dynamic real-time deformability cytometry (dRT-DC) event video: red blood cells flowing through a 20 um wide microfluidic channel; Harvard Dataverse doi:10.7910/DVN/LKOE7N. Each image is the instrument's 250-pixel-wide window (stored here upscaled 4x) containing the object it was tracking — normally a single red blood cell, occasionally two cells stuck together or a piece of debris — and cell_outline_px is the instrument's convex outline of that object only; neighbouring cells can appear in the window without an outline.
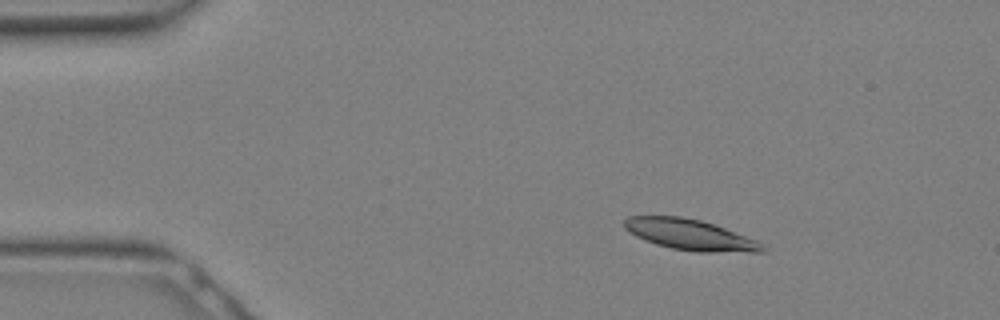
{"species": "Egyptian fruit bat (a non-hibernating species)", "species_latin": "Rousettus aegyptiacus", "temperature_condition": "warm", "stored_images_in_passage": 15, "camera_frame_rate_fps": 3000, "um_per_image_px": 0.085, "animal": {"sex": "female"}, "frame": {"image": 1, "passage_image": 3, "time_ms": 0.667, "image_size_px": [1000, 320], "cell_outline_px": [[768, 248], [764, 252], [696, 252], [672, 248], [656, 244], [644, 240], [636, 236], [624, 228], [624, 220], [628, 216], [680, 216], [700, 220], [716, 224], [756, 240], [764, 244]], "centroid_in_image_um": [58.69, 19.95], "position_along_channel_um": 26.3, "area_um2": 24.91}}
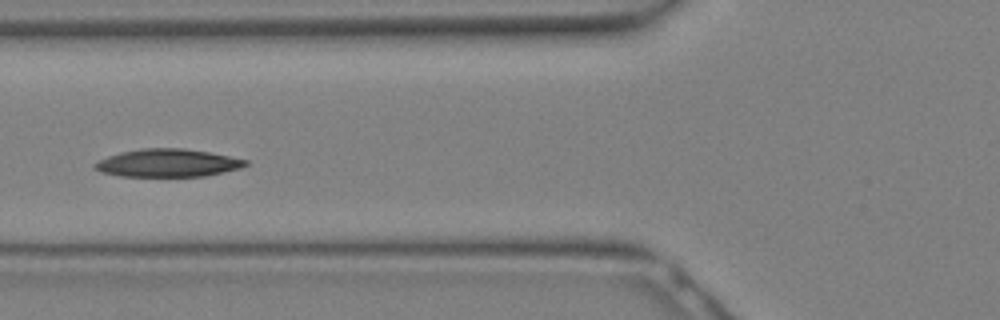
{"frame": {"image": 2, "passage_image": 10, "time_ms": 3.0, "image_size_px": [1000, 320], "cell_outline_px": [[248, 164], [240, 168], [224, 172], [204, 176], [120, 176], [100, 172], [92, 164], [108, 156], [120, 152], [140, 148], [184, 148], [208, 152], [248, 160]], "centroid_in_image_um": [14.24, 13.85], "position_along_channel_um": 111.6, "area_um2": 24.39}}
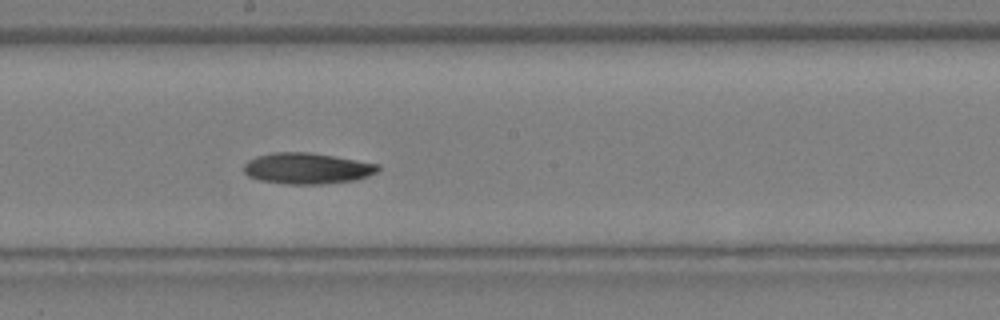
{"frame": {"image": 3, "passage_image": 15, "time_ms": 4.667, "image_size_px": [1000, 320], "cell_outline_px": [[380, 168], [376, 172], [368, 176], [356, 180], [320, 184], [288, 184], [260, 180], [248, 176], [244, 172], [244, 164], [248, 160], [256, 156], [272, 152], [308, 152], [380, 164]], "centroid_in_image_um": [26.09, 14.31], "position_along_channel_um": 222.1, "area_um2": 24.22}}